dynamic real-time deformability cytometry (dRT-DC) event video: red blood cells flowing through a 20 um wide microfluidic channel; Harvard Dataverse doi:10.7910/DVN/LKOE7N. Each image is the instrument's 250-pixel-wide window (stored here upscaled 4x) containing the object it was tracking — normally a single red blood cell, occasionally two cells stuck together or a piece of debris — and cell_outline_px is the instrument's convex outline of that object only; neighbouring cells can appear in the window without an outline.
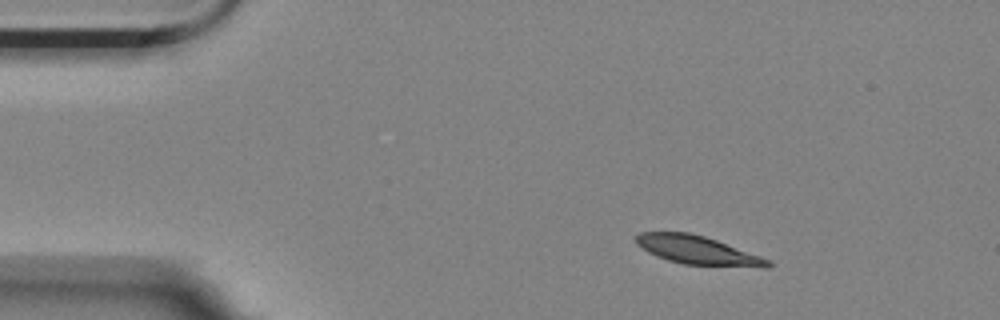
{"species": "Egyptian fruit bat (a non-hibernating species)", "species_latin": "Rousettus aegyptiacus", "temperature_condition": "room temperature", "stored_images_in_passage": 3, "camera_frame_rate_fps": 3000, "um_per_image_px": 0.085, "animal": {"sex": "female"}, "frame": {"image": 1, "passage_image": 1, "time_ms": 0.0, "image_size_px": [1000, 320], "cell_outline_px": [[772, 268], [764, 268], [684, 264], [668, 260], [656, 256], [648, 252], [636, 244], [636, 236], [640, 232], [688, 232], [704, 236], [716, 240], [772, 260]], "centroid_in_image_um": [59.35, 21.28], "position_along_channel_um": 25.7, "area_um2": 22.02}}